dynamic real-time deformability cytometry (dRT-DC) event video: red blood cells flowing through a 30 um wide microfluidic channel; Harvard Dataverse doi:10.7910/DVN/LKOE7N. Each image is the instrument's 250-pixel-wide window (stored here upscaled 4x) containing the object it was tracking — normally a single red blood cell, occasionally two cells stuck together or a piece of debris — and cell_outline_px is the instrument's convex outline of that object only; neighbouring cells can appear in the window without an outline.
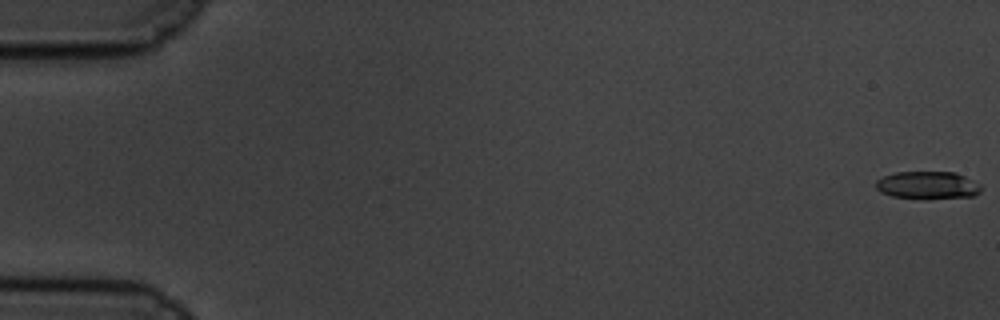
{"species": "common noctule bat (a hibernating species)", "species_latin": "Nyctalus noctula", "temperature_condition": "cold", "stored_images_in_passage": 61, "camera_frame_rate_fps": 3000, "um_per_image_px": 0.085, "animal": {"sex": "male", "body_mass_g": 19.5, "forearm_length_mm": 54.6}, "frame": {"image": 1, "passage_image": 1, "time_ms": 0.0, "image_size_px": [1000, 320], "cell_outline_px": [[984, 188], [976, 196], [928, 200], [920, 200], [892, 196], [880, 192], [876, 188], [876, 180], [884, 176], [896, 172], [956, 172], [980, 184]], "centroid_in_image_um": [78.88, 15.77], "position_along_channel_um": 6.1, "area_um2": 17.51}}
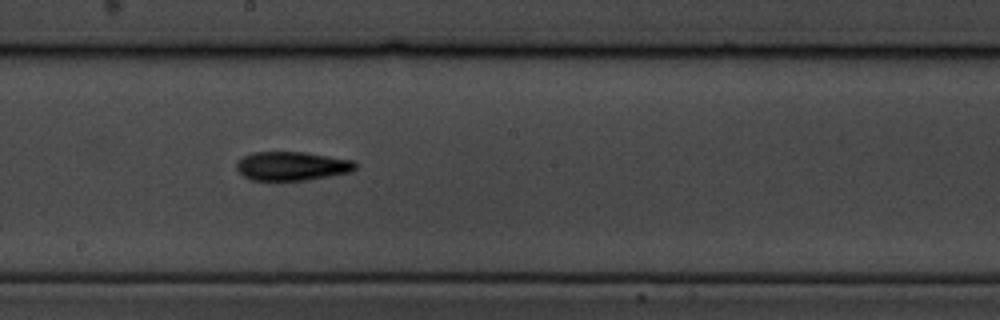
{"frame": {"image": 2, "passage_image": 34, "time_ms": 11.0, "image_size_px": [1000, 320], "cell_outline_px": [[356, 168], [352, 172], [304, 180], [252, 180], [244, 176], [236, 168], [236, 164], [244, 156], [252, 152], [304, 152], [352, 160], [356, 164]], "centroid_in_image_um": [24.81, 14.11], "position_along_channel_um": 223.4, "area_um2": 19.77}}
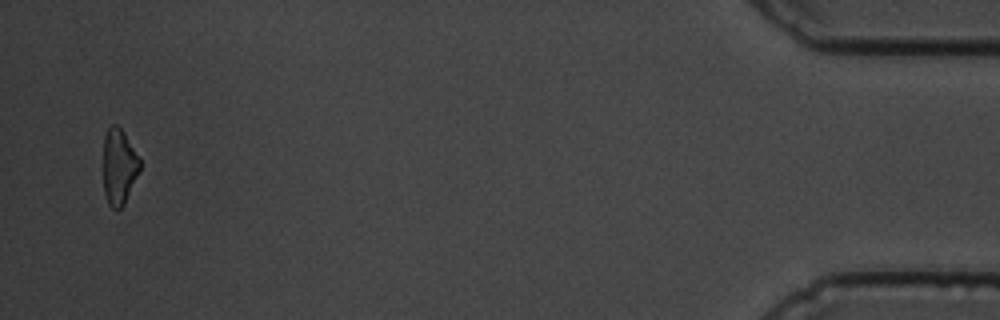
{"frame": {"image": 3, "passage_image": 59, "time_ms": 19.333, "image_size_px": [1000, 320], "cell_outline_px": [[140, 168], [124, 204], [116, 212], [108, 204], [104, 192], [104, 136], [108, 128], [112, 124], [116, 124], [124, 132], [140, 160]], "centroid_in_image_um": [10.1, 14.18], "position_along_channel_um": 425.1, "area_um2": 15.95}, "authors_computed_cell_mechanics": {"area_um2": 18.5538, "velocity_mm_per_s": 3.3916, "shape_relaxation_time_tau1_ms": 6.0006, "shape_relaxation_time_tau2_ms": 6.0807, "deformation_change_tau1": 0.16, "deformation_change_tau2": 0.159}}